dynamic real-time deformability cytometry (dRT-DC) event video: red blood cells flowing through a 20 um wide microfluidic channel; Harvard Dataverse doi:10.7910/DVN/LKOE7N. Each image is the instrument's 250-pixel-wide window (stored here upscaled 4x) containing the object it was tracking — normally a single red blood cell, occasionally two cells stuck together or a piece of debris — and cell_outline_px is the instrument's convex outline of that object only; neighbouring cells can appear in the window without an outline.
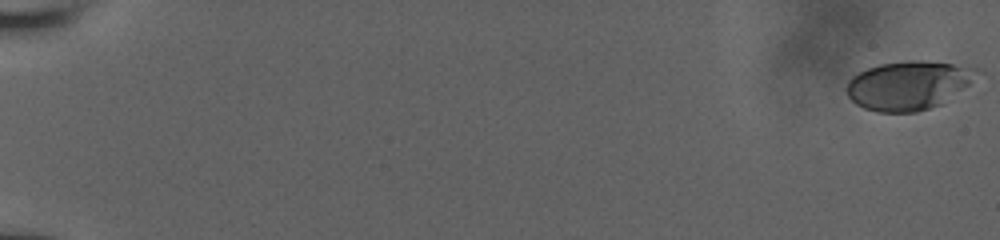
{"species": "human", "species_latin": "Homo sapiens", "temperature_condition": "room temperature", "stored_images_in_passage": 54, "camera_frame_rate_fps": 3000, "um_per_image_px": 0.085, "donor": {"sex": "male"}, "frame": {"image": 1, "passage_image": 1, "time_ms": 0.0, "image_size_px": [1000, 240], "cell_outline_px": [[976, 72], [968, 84], [940, 104], [916, 112], [876, 112], [864, 108], [856, 104], [848, 96], [848, 80], [852, 76], [868, 68], [880, 64], [908, 60], [924, 60], [952, 64], [976, 68]], "centroid_in_image_um": [77.15, 7.25], "position_along_channel_um": 7.9, "area_um2": 36.3}}
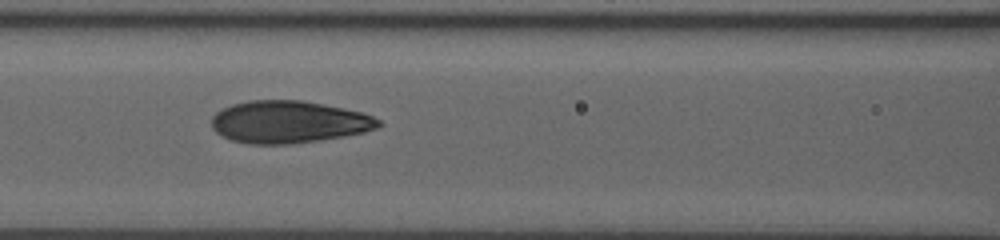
{"frame": {"image": 2, "passage_image": 31, "time_ms": 9.333, "image_size_px": [1000, 240], "cell_outline_px": [[384, 124], [376, 128], [364, 132], [344, 136], [320, 140], [292, 144], [248, 144], [232, 140], [216, 132], [212, 128], [212, 116], [216, 112], [232, 104], [248, 100], [300, 100], [324, 104], [344, 108], [360, 112], [372, 116], [380, 120]], "centroid_in_image_um": [24.54, 10.37], "position_along_channel_um": 142.1, "area_um2": 41.15}}
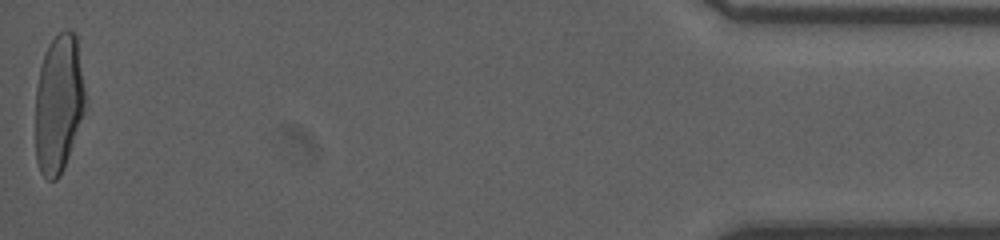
{"frame": {"image": 3, "passage_image": 54, "time_ms": 19.0, "image_size_px": [1000, 240], "cell_outline_px": [[84, 112], [64, 168], [60, 176], [56, 180], [48, 180], [40, 172], [36, 160], [36, 88], [40, 68], [48, 44], [64, 28], [68, 28], [76, 36], [84, 88]], "centroid_in_image_um": [4.97, 8.83], "position_along_channel_um": 430.2, "area_um2": 39.82}, "authors_computed_cell_mechanics": {"area_um2": 39.7375, "velocity_mm_per_s": 3.8501, "shape_relaxation_time_tau1_ms": null, "shape_relaxation_time_tau2_ms": 0.8624, "deformation_change_tau1": null, "deformation_change_tau2": 0.063}}